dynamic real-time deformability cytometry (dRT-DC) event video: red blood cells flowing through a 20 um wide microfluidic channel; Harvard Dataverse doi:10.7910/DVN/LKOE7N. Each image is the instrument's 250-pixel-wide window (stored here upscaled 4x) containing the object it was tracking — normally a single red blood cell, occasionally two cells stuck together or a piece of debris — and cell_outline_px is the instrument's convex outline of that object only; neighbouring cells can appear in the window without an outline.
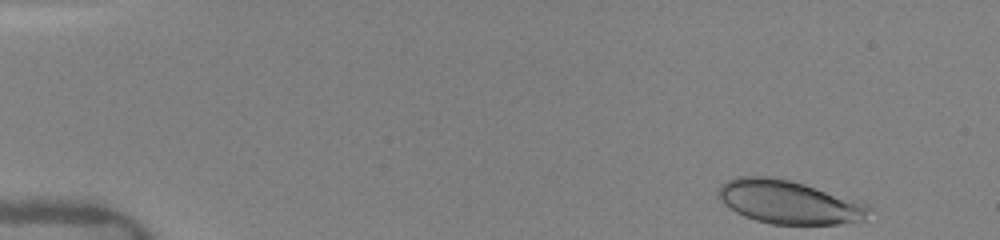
{"species": "human", "species_latin": "Homo sapiens", "temperature_condition": "warm", "stored_images_in_passage": 20, "camera_frame_rate_fps": 3000, "um_per_image_px": 0.085, "donor": {"sex": "female"}, "frame": {"image": 1, "passage_image": 1, "time_ms": 0.0, "image_size_px": [1000, 240], "cell_outline_px": [[872, 208], [864, 220], [840, 224], [772, 224], [756, 220], [744, 216], [736, 212], [724, 204], [716, 196], [716, 192], [728, 180], [736, 176], [768, 176], [792, 180], [868, 204]], "centroid_in_image_um": [67.04, 17.17], "position_along_channel_um": 18.0, "area_um2": 38.09}}
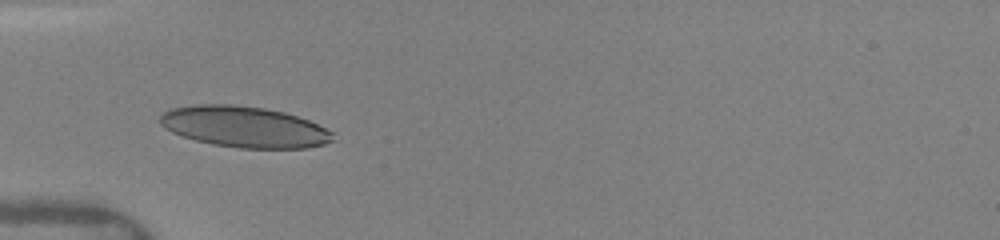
{"frame": {"image": 2, "passage_image": 15, "time_ms": 4.0, "image_size_px": [1000, 240], "cell_outline_px": [[336, 140], [324, 144], [308, 148], [240, 148], [212, 144], [196, 140], [172, 132], [164, 128], [160, 124], [160, 116], [168, 108], [196, 104], [232, 104], [264, 108], [284, 112], [308, 120], [336, 132]], "centroid_in_image_um": [20.8, 10.78], "position_along_channel_um": 64.2, "area_um2": 41.62}}
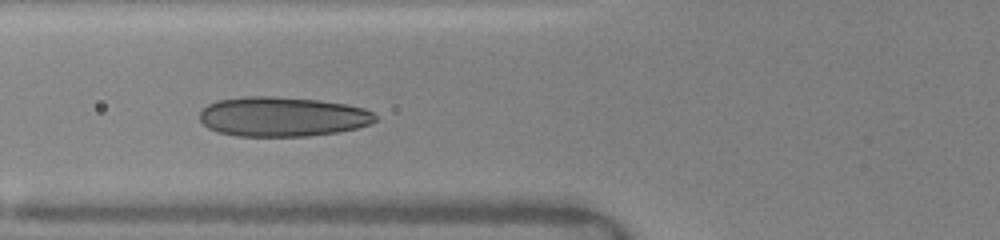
{"frame": {"image": 3, "passage_image": 19, "time_ms": 5.0, "image_size_px": [1000, 240], "cell_outline_px": [[376, 120], [368, 124], [356, 128], [336, 132], [308, 136], [236, 136], [216, 132], [208, 128], [200, 120], [200, 112], [208, 104], [216, 100], [244, 96], [272, 96], [320, 100], [344, 104], [364, 108], [372, 112], [376, 116]], "centroid_in_image_um": [23.96, 9.91], "position_along_channel_um": 101.8, "area_um2": 40.63}}